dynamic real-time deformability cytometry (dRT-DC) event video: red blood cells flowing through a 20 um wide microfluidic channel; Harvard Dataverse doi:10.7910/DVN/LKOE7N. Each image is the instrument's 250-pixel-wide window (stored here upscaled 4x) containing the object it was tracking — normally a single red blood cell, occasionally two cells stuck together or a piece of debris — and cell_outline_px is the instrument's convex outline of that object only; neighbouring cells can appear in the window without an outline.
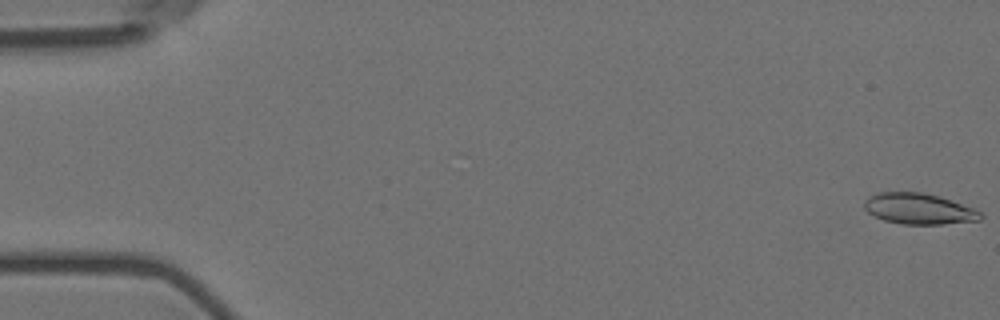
{"species": "Egyptian fruit bat (a non-hibernating species)", "species_latin": "Rousettus aegyptiacus", "temperature_condition": "room temperature", "stored_images_in_passage": 57, "camera_frame_rate_fps": 3000, "um_per_image_px": 0.085, "animal": {"sex": "female"}, "frame": {"image": 1, "passage_image": 1, "time_ms": 0.0, "image_size_px": [1000, 320], "cell_outline_px": [[984, 216], [980, 220], [940, 224], [900, 224], [884, 220], [868, 212], [864, 208], [864, 200], [868, 196], [880, 192], [924, 192], [940, 196], [972, 208], [980, 212]], "centroid_in_image_um": [78.08, 17.74], "position_along_channel_um": 6.9, "area_um2": 20.87}}
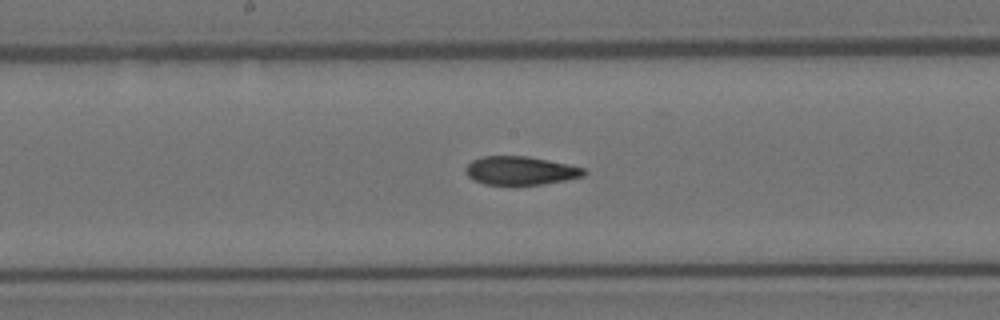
{"frame": {"image": 2, "passage_image": 30, "time_ms": 9.667, "image_size_px": [1000, 320], "cell_outline_px": [[588, 172], [584, 176], [544, 184], [484, 184], [468, 176], [464, 172], [464, 168], [472, 160], [480, 156], [528, 156], [568, 164], [584, 168]], "centroid_in_image_um": [44.23, 14.49], "position_along_channel_um": 204.0, "area_um2": 19.59}}
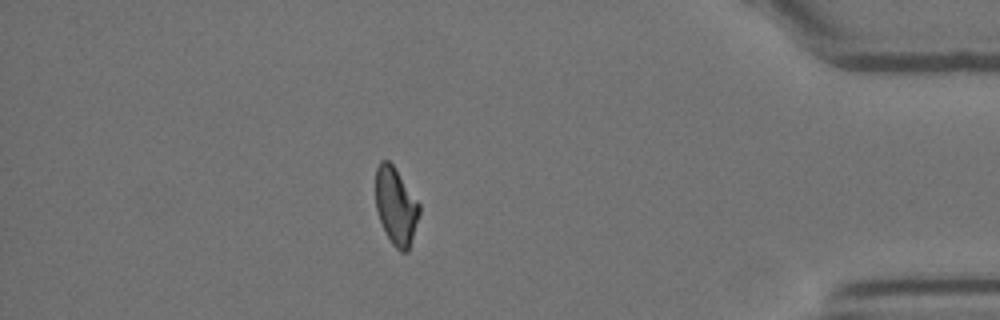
{"frame": {"image": 3, "passage_image": 50, "time_ms": 16.333, "image_size_px": [1000, 320], "cell_outline_px": [[420, 212], [408, 252], [400, 252], [392, 244], [380, 220], [376, 208], [376, 168], [380, 160], [388, 160], [396, 168], [420, 204]], "centroid_in_image_um": [33.66, 17.5], "position_along_channel_um": 401.5, "area_um2": 19.59}, "authors_computed_cell_mechanics": {"area_um2": 20.4612, "velocity_mm_per_s": 3.575, "shape_relaxation_time_tau1_ms": null, "shape_relaxation_time_tau2_ms": 3.5162, "deformation_change_tau1": null, "deformation_change_tau2": 0.0829}}